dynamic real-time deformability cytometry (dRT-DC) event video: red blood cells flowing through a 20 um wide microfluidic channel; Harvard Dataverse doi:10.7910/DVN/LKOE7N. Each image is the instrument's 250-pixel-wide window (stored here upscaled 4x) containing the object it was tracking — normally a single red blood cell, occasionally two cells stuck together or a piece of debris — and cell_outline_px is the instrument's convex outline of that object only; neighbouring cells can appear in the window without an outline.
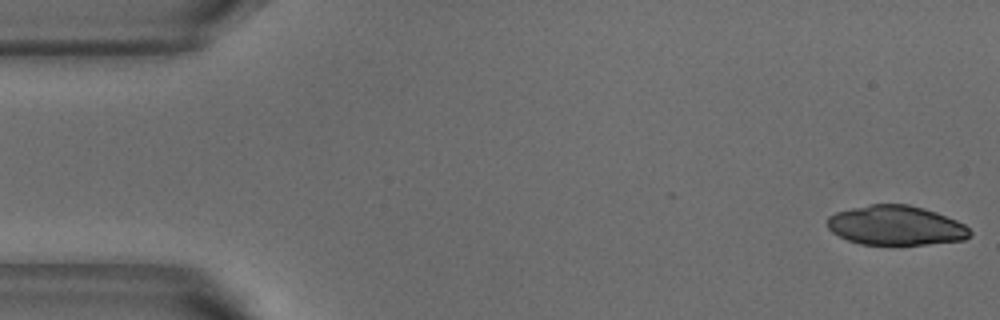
{"species": "common noctule bat (a hibernating species)", "species_latin": "Nyctalus noctula", "temperature_condition": "warm", "stored_images_in_passage": 48, "camera_frame_rate_fps": 3000, "um_per_image_px": 0.085, "animal": {"sex": "male", "body_mass_g": 18.8}, "frame": {"image": 1, "passage_image": 1, "time_ms": 0.0, "image_size_px": [1000, 320], "cell_outline_px": [[972, 236], [964, 240], [928, 244], [860, 244], [848, 240], [832, 232], [828, 228], [828, 216], [836, 212], [852, 208], [872, 204], [908, 204], [924, 208], [936, 212], [956, 220], [964, 224], [972, 232]], "centroid_in_image_um": [76.17, 19.16], "position_along_channel_um": 8.8, "area_um2": 32.77}}